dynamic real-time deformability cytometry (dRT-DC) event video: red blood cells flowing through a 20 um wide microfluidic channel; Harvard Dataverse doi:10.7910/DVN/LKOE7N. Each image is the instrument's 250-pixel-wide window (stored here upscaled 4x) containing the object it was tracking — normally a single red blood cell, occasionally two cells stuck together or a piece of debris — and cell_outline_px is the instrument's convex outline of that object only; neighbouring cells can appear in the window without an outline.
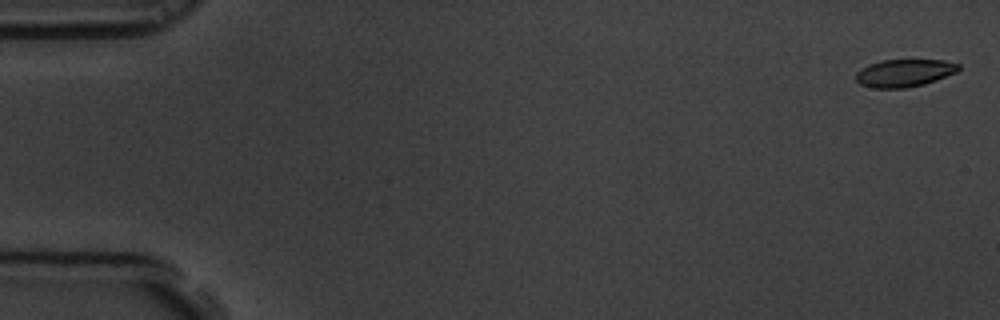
{"species": "common noctule bat (a hibernating species)", "species_latin": "Nyctalus noctula", "temperature_condition": "room temperature", "stored_images_in_passage": 58, "camera_frame_rate_fps": 3000, "um_per_image_px": 0.085, "animal": {"sex": "male", "body_mass_g": 19.5, "forearm_length_mm": 54.6}, "frame": {"image": 1, "passage_image": 2, "time_ms": 0.333, "image_size_px": [1000, 320], "cell_outline_px": [[960, 68], [956, 72], [936, 80], [924, 84], [904, 88], [872, 88], [860, 84], [856, 80], [856, 72], [860, 68], [868, 64], [880, 60], [944, 60], [960, 64]], "centroid_in_image_um": [76.84, 6.2], "position_along_channel_um": 8.2, "area_um2": 16.59}}
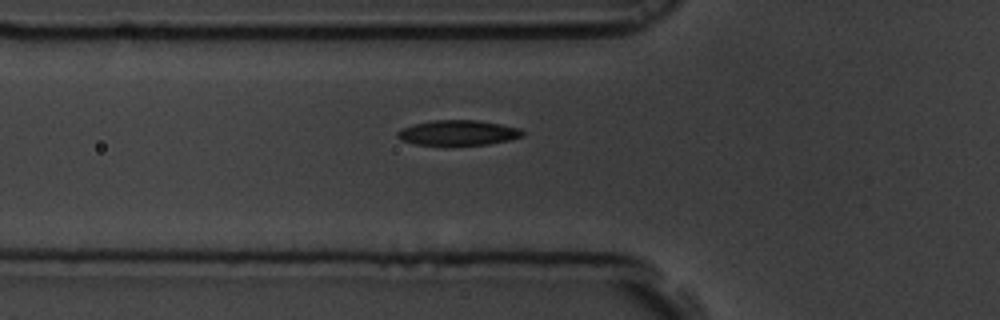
{"frame": {"image": 2, "passage_image": 21, "time_ms": 6.667, "image_size_px": [1000, 320], "cell_outline_px": [[524, 136], [508, 140], [488, 144], [416, 144], [400, 140], [396, 136], [396, 132], [400, 128], [412, 124], [432, 120], [476, 120], [500, 124], [520, 128], [524, 132]], "centroid_in_image_um": [38.9, 11.27], "position_along_channel_um": 86.9, "area_um2": 18.21}}
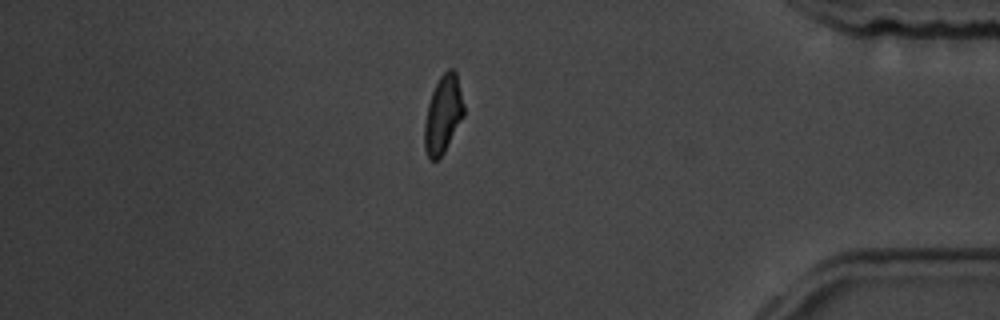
{"frame": {"image": 3, "passage_image": 50, "time_ms": 16.333, "image_size_px": [1000, 320], "cell_outline_px": [[464, 116], [444, 152], [436, 160], [432, 160], [428, 156], [424, 148], [424, 124], [428, 104], [432, 92], [440, 76], [448, 68], [452, 68], [456, 72], [464, 104]], "centroid_in_image_um": [37.66, 9.71], "position_along_channel_um": 397.5, "area_um2": 17.74}, "authors_computed_cell_mechanics": {"area_um2": 18.3804, "velocity_mm_per_s": 3.5545, "shape_relaxation_time_tau1_ms": 3.748, "shape_relaxation_time_tau2_ms": 2.4127, "deformation_change_tau1": 0.1519, "deformation_change_tau2": 0.0803}}